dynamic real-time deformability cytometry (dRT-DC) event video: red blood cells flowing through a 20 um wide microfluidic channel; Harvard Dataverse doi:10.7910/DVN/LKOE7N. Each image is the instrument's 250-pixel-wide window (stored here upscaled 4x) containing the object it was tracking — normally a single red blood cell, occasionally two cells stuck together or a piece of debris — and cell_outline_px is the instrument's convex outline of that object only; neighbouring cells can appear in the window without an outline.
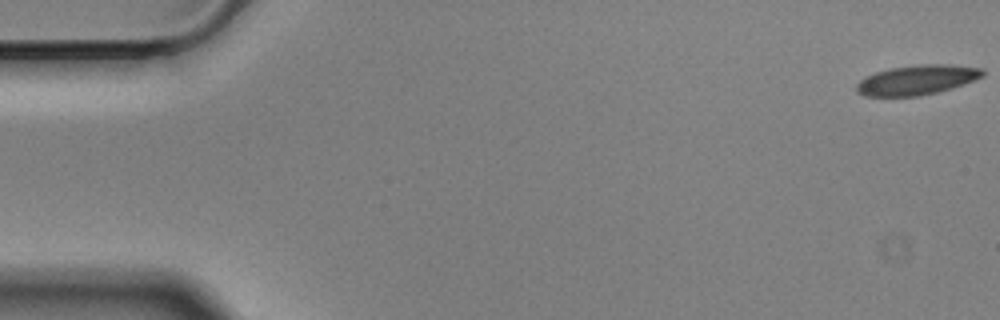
{"species": "Egyptian fruit bat (a non-hibernating species)", "species_latin": "Rousettus aegyptiacus", "temperature_condition": "cold", "stored_images_in_passage": 57, "camera_frame_rate_fps": 3000, "um_per_image_px": 0.085, "animal": {"sex": "male"}, "frame": {"image": 1, "passage_image": 1, "time_ms": 0.0, "image_size_px": [1000, 320], "cell_outline_px": [[984, 76], [964, 84], [952, 88], [920, 96], [864, 96], [856, 92], [856, 84], [864, 76], [888, 68], [920, 64], [948, 64], [984, 68]], "centroid_in_image_um": [77.93, 6.79], "position_along_channel_um": 7.1, "area_um2": 22.08}}
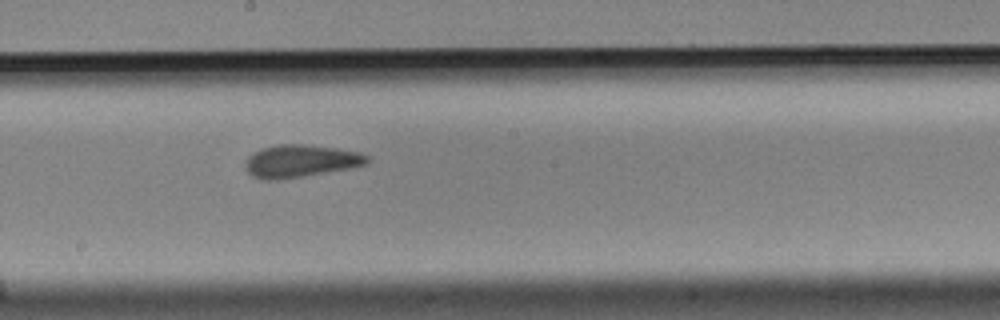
{"frame": {"image": 2, "passage_image": 31, "time_ms": 10.0, "image_size_px": [1000, 320], "cell_outline_px": [[372, 160], [368, 164], [352, 168], [304, 176], [276, 180], [264, 180], [252, 176], [244, 168], [244, 164], [248, 156], [252, 152], [276, 144], [304, 144], [336, 148], [360, 152], [368, 156]], "centroid_in_image_um": [25.56, 13.69], "position_along_channel_um": 222.6, "area_um2": 23.41}}
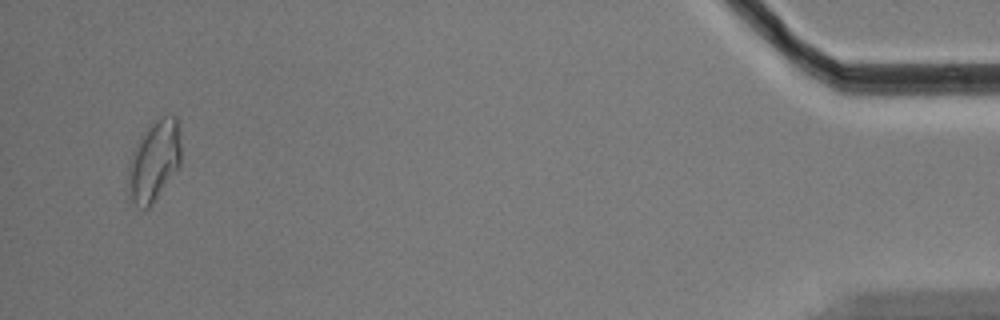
{"frame": {"image": 3, "passage_image": 55, "time_ms": 18.0, "image_size_px": [1000, 320], "cell_outline_px": [[180, 164], [152, 204], [148, 208], [136, 208], [132, 200], [128, 168], [128, 164], [136, 140], [148, 124], [164, 116], [176, 116], [180, 140]], "centroid_in_image_um": [13.09, 13.63], "position_along_channel_um": 422.1, "area_um2": 24.57}, "authors_computed_cell_mechanics": {"area_um2": 22.1374, "velocity_mm_per_s": 3.5068, "shape_relaxation_time_tau1_ms": 9.2149, "shape_relaxation_time_tau2_ms": 1.8363, "deformation_change_tau1": 0.1901, "deformation_change_tau2": 0.0773}}